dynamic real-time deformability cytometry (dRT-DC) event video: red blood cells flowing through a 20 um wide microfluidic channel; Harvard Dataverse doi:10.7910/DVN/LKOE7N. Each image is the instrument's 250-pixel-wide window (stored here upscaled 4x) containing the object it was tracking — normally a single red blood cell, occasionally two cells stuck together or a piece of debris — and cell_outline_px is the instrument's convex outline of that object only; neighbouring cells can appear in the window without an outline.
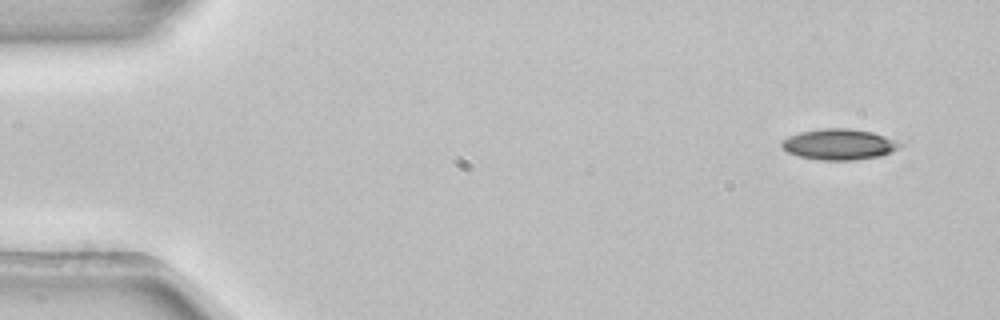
{"species": "common noctule bat (a hibernating species)", "species_latin": "Nyctalus noctula", "temperature_condition": "room temperature", "stored_images_in_passage": 4, "camera_frame_rate_fps": 3000, "um_per_image_px": 0.085, "animal": {"sex": "female", "body_mass_g": 22.7, "forearm_length_mm": 54.2}, "frame": {"image": 1, "passage_image": 1, "time_ms": 0.0, "image_size_px": [1000, 320], "cell_outline_px": [[904, 144], [900, 148], [892, 152], [880, 156], [852, 160], [820, 160], [800, 156], [788, 152], [780, 144], [780, 140], [788, 136], [800, 132], [824, 128], [848, 128], [872, 132], [884, 136]], "centroid_in_image_um": [71.32, 12.27], "position_along_channel_um": 13.7, "area_um2": 21.21}}